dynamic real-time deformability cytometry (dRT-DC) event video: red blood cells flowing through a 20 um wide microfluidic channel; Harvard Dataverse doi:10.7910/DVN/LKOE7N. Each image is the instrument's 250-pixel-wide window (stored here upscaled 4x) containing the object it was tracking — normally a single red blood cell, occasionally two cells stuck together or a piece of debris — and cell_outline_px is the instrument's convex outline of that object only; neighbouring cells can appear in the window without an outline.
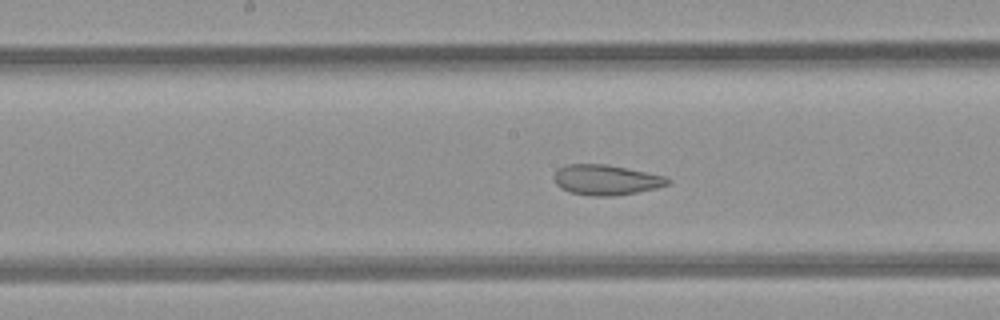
{"species": "common noctule bat (a hibernating species)", "species_latin": "Nyctalus noctula", "temperature_condition": "room temperature", "stored_images_in_passage": 14, "camera_frame_rate_fps": 3000, "um_per_image_px": 0.085, "animal": {"sex": "female", "body_mass_g": 21.9}, "frame": {"image": 1, "passage_image": 12, "time_ms": 3.667, "image_size_px": [1000, 320], "cell_outline_px": [[672, 180], [668, 184], [656, 188], [636, 192], [612, 196], [592, 196], [568, 192], [560, 188], [556, 184], [552, 176], [560, 168], [568, 164], [604, 164], [664, 176]], "centroid_in_image_um": [51.47, 15.3], "position_along_channel_um": 196.7, "area_um2": 19.83}}